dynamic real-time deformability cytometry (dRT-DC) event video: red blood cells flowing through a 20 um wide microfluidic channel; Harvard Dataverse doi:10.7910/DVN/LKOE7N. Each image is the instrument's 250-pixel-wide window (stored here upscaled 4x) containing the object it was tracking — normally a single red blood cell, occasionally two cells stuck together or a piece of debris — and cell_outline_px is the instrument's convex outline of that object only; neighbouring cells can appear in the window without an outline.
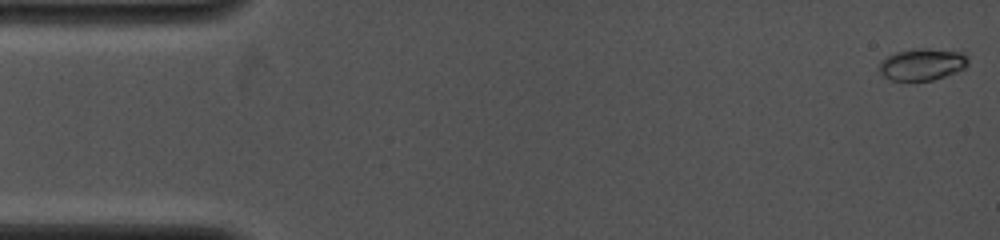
{"species": "common noctule bat (a hibernating species)", "species_latin": "Nyctalus noctula", "temperature_condition": "cold", "stored_images_in_passage": 8, "camera_frame_rate_fps": 4000, "um_per_image_px": 0.085, "animal": {"sex": "female", "body_mass_g": 19.0, "forearm_length_mm": 53.3}, "frame": {"image": 1, "passage_image": 1, "time_ms": 0.0, "image_size_px": [1000, 240], "cell_outline_px": [[968, 64], [964, 68], [956, 72], [932, 80], [892, 80], [884, 76], [880, 72], [880, 60], [896, 52], [912, 48], [928, 48], [964, 52], [968, 56]], "centroid_in_image_um": [78.41, 5.44], "position_along_channel_um": 6.6, "area_um2": 16.53}}
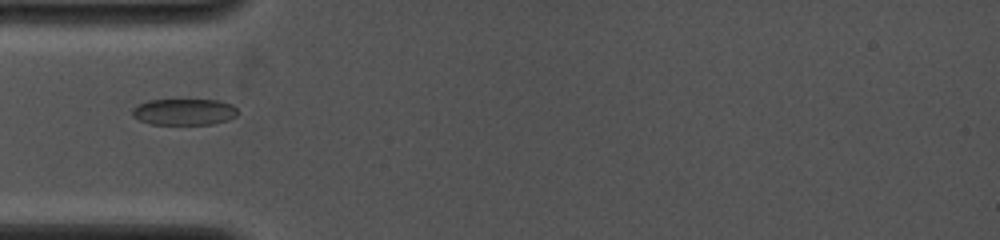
{"frame": {"image": 2, "passage_image": 7, "time_ms": 4.5, "image_size_px": [1000, 240], "cell_outline_px": [[236, 116], [228, 120], [212, 124], [148, 124], [132, 116], [132, 108], [148, 100], [216, 100], [232, 104], [236, 108]], "centroid_in_image_um": [15.63, 9.51], "position_along_channel_um": 69.4, "area_um2": 16.13}}
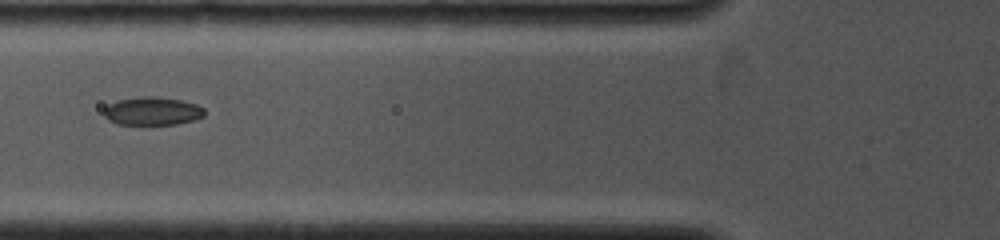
{"frame": {"image": 3, "passage_image": 8, "time_ms": 5.5, "image_size_px": [1000, 240], "cell_outline_px": [[204, 116], [196, 120], [176, 124], [116, 124], [108, 120], [104, 116], [104, 108], [108, 104], [116, 100], [144, 96], [156, 96], [180, 100], [196, 104], [204, 108]], "centroid_in_image_um": [12.94, 9.44], "position_along_channel_um": 112.9, "area_um2": 16.65}}